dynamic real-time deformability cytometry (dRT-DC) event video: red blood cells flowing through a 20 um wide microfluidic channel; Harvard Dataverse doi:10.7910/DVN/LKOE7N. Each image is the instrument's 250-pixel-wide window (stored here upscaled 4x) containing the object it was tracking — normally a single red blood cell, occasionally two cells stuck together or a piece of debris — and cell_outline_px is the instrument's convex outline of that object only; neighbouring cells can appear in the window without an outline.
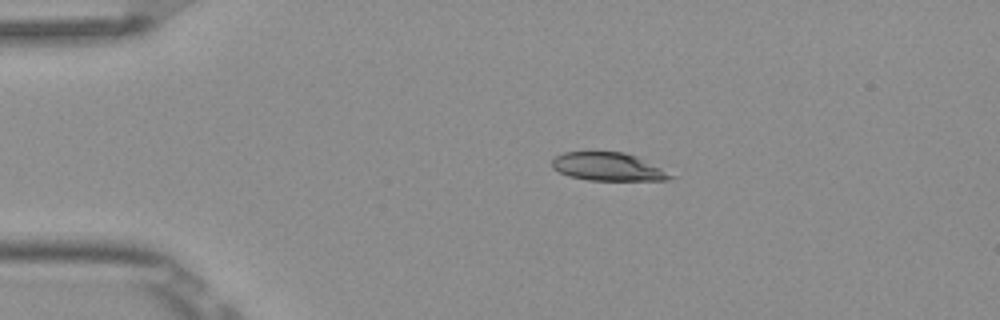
{"species": "Egyptian fruit bat (a non-hibernating species)", "species_latin": "Rousettus aegyptiacus", "temperature_condition": "room temperature", "stored_images_in_passage": 3, "camera_frame_rate_fps": 3000, "um_per_image_px": 0.085, "frame": {"image": 1, "passage_image": 1, "time_ms": 0.0, "image_size_px": [1000, 320], "cell_outline_px": [[676, 176], [668, 180], [588, 180], [568, 176], [552, 168], [552, 160], [556, 156], [564, 152], [624, 152], [636, 156]], "centroid_in_image_um": [51.66, 14.18], "position_along_channel_um": 33.3, "area_um2": 19.25}}
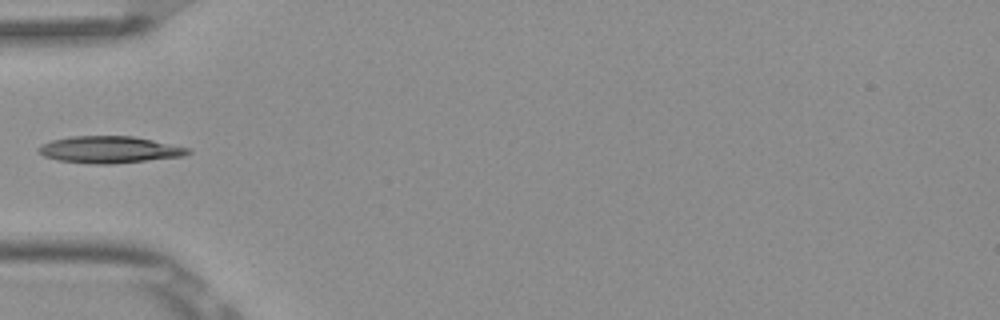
{"frame": {"image": 2, "passage_image": 3, "time_ms": 0.667, "image_size_px": [1000, 320], "cell_outline_px": [[192, 152], [184, 156], [112, 164], [96, 164], [60, 160], [44, 156], [36, 148], [52, 140], [72, 136], [132, 136], [152, 140], [188, 148]], "centroid_in_image_um": [9.31, 12.72], "position_along_channel_um": 75.7, "area_um2": 23.0}}